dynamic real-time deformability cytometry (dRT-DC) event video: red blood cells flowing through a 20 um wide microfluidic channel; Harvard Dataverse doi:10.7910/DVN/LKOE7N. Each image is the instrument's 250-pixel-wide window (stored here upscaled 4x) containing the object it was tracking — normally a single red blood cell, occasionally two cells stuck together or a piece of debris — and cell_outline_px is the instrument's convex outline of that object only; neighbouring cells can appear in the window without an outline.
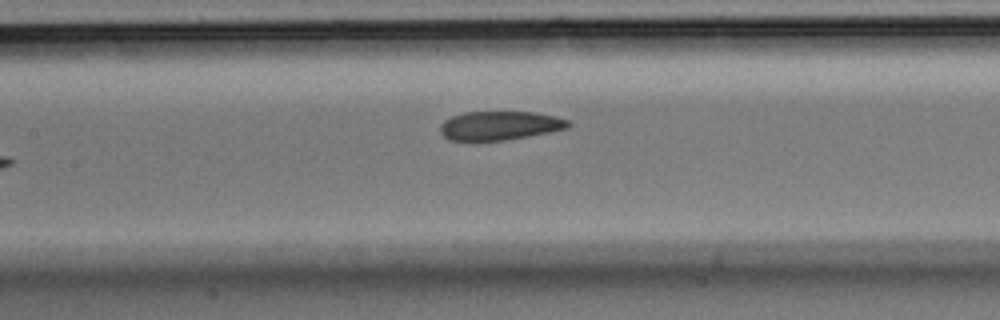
{"species": "Egyptian fruit bat (a non-hibernating species)", "species_latin": "Rousettus aegyptiacus", "temperature_condition": "room temperature", "stored_images_in_passage": 7, "camera_frame_rate_fps": 3000, "um_per_image_px": 0.085, "animal": {"sex": "male"}, "frame": {"image": 1, "passage_image": 7, "time_ms": 2.0, "image_size_px": [1000, 320], "cell_outline_px": [[572, 124], [568, 128], [508, 140], [448, 140], [440, 132], [440, 124], [444, 120], [452, 116], [464, 112], [532, 112], [552, 116], [568, 120]], "centroid_in_image_um": [42.45, 10.67], "position_along_channel_um": 165.0, "area_um2": 21.39}}